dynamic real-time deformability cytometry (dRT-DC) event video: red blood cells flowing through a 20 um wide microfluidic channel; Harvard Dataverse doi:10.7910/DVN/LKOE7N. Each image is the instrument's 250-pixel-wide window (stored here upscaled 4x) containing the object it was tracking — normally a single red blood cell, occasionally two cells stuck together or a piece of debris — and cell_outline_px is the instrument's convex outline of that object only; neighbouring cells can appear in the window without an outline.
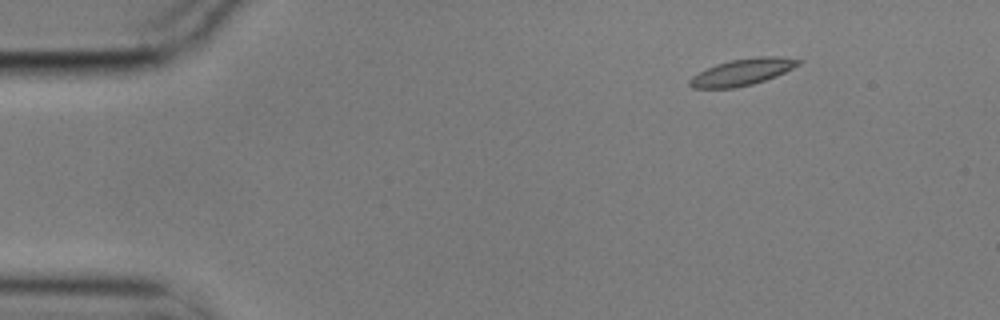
{"species": "common noctule bat (a hibernating species)", "species_latin": "Nyctalus noctula", "temperature_condition": "cold", "stored_images_in_passage": 5, "camera_frame_rate_fps": 3000, "um_per_image_px": 0.085, "animal": {"sex": "male", "body_mass_g": 17.9}, "frame": {"image": 1, "passage_image": 2, "time_ms": 0.333, "image_size_px": [1000, 320], "cell_outline_px": [[804, 60], [800, 64], [776, 76], [752, 84], [736, 88], [692, 88], [688, 84], [688, 80], [692, 76], [716, 64], [732, 60], [764, 56], [780, 56]], "centroid_in_image_um": [63.1, 6.13], "position_along_channel_um": 21.9, "area_um2": 16.7}}